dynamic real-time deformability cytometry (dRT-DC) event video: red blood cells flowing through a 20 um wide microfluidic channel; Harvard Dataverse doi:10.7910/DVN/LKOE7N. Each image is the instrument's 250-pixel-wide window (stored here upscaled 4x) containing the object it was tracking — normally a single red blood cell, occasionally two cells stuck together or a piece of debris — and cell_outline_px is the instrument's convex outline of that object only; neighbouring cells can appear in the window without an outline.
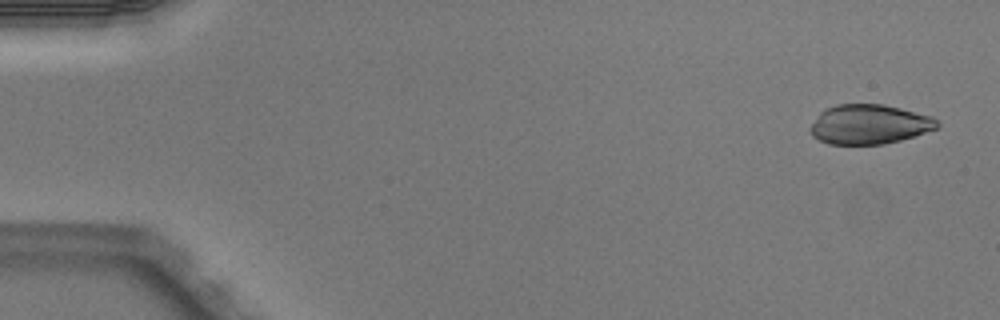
{"species": "Egyptian fruit bat (a non-hibernating species)", "species_latin": "Rousettus aegyptiacus", "temperature_condition": "warm", "stored_images_in_passage": 5, "camera_frame_rate_fps": 3000, "um_per_image_px": 0.085, "animal": {"sex": "male"}, "frame": {"image": 1, "passage_image": 1, "time_ms": 0.0, "image_size_px": [1000, 320], "cell_outline_px": [[940, 128], [900, 140], [884, 144], [828, 144], [812, 136], [808, 128], [820, 112], [824, 108], [836, 104], [884, 104], [932, 116], [940, 124]], "centroid_in_image_um": [73.87, 10.56], "position_along_channel_um": 11.1, "area_um2": 29.48}}